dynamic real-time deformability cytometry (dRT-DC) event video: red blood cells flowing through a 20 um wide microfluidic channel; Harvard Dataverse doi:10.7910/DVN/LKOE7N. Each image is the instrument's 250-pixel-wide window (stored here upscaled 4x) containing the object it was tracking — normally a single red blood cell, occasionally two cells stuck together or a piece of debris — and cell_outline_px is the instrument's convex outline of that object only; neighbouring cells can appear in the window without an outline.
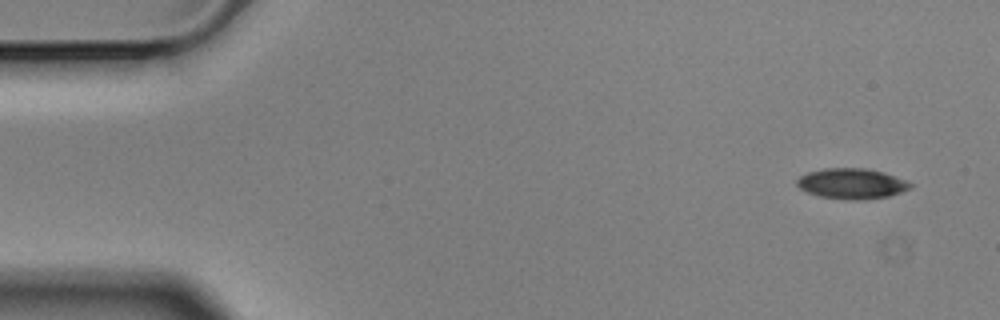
{"species": "Egyptian fruit bat (a non-hibernating species)", "species_latin": "Rousettus aegyptiacus", "temperature_condition": "cold", "stored_images_in_passage": 5, "camera_frame_rate_fps": 3000, "um_per_image_px": 0.085, "animal": {"sex": "male"}, "frame": {"image": 1, "passage_image": 1, "time_ms": 0.0, "image_size_px": [1000, 320], "cell_outline_px": [[912, 188], [888, 196], [864, 200], [852, 200], [820, 196], [808, 192], [800, 188], [796, 184], [796, 180], [800, 176], [808, 172], [824, 168], [864, 168], [884, 172], [904, 180], [912, 184]], "centroid_in_image_um": [72.39, 15.6], "position_along_channel_um": 12.6, "area_um2": 20.0}}